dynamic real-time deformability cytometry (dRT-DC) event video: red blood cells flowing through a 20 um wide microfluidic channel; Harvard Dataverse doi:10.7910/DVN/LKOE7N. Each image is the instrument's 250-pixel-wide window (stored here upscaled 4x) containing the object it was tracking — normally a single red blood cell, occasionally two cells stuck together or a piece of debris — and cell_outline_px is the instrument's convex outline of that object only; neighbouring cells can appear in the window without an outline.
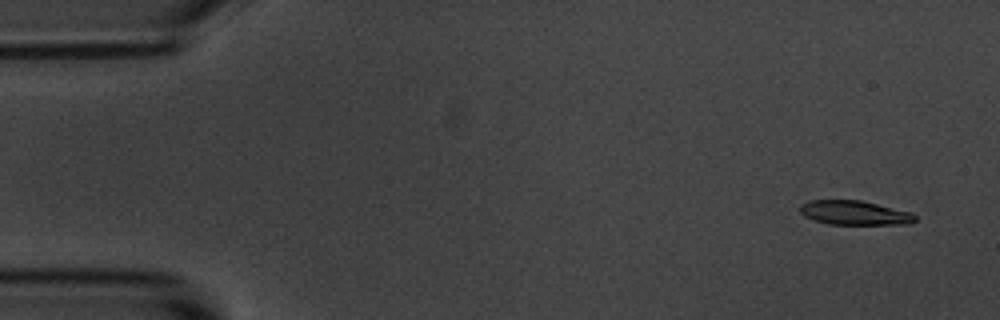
{"species": "common noctule bat (a hibernating species)", "species_latin": "Nyctalus noctula", "temperature_condition": "room temperature", "stored_images_in_passage": 4, "camera_frame_rate_fps": 3000, "um_per_image_px": 0.085, "animal": {"sex": "male", "body_mass_g": 20.1, "forearm_length_mm": 53.5}, "frame": {"image": 1, "passage_image": 1, "time_ms": 0.0, "image_size_px": [1000, 320], "cell_outline_px": [[916, 220], [912, 224], [828, 224], [804, 216], [800, 212], [800, 204], [812, 200], [860, 200], [912, 212], [916, 216]], "centroid_in_image_um": [72.66, 18.09], "position_along_channel_um": 12.3, "area_um2": 16.24}}